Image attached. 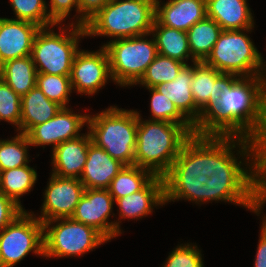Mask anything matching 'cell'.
I'll return each mask as SVG.
<instances>
[{
	"label": "cell",
	"instance_id": "f35d334b",
	"mask_svg": "<svg viewBox=\"0 0 266 267\" xmlns=\"http://www.w3.org/2000/svg\"><path fill=\"white\" fill-rule=\"evenodd\" d=\"M253 267H266V222L262 219Z\"/></svg>",
	"mask_w": 266,
	"mask_h": 267
},
{
	"label": "cell",
	"instance_id": "484cf974",
	"mask_svg": "<svg viewBox=\"0 0 266 267\" xmlns=\"http://www.w3.org/2000/svg\"><path fill=\"white\" fill-rule=\"evenodd\" d=\"M36 67L31 55L4 63L2 80L20 97L36 86Z\"/></svg>",
	"mask_w": 266,
	"mask_h": 267
},
{
	"label": "cell",
	"instance_id": "44dd1931",
	"mask_svg": "<svg viewBox=\"0 0 266 267\" xmlns=\"http://www.w3.org/2000/svg\"><path fill=\"white\" fill-rule=\"evenodd\" d=\"M193 63L185 65L172 82L153 87L167 96L177 109L198 129L201 126V111L197 108L192 91Z\"/></svg>",
	"mask_w": 266,
	"mask_h": 267
},
{
	"label": "cell",
	"instance_id": "ffe728a7",
	"mask_svg": "<svg viewBox=\"0 0 266 267\" xmlns=\"http://www.w3.org/2000/svg\"><path fill=\"white\" fill-rule=\"evenodd\" d=\"M125 165L104 149L90 143L87 161L79 178L85 189H108L112 179Z\"/></svg>",
	"mask_w": 266,
	"mask_h": 267
},
{
	"label": "cell",
	"instance_id": "83f0119b",
	"mask_svg": "<svg viewBox=\"0 0 266 267\" xmlns=\"http://www.w3.org/2000/svg\"><path fill=\"white\" fill-rule=\"evenodd\" d=\"M155 175L148 169L136 165L124 166L112 179L108 191L116 201L119 198L142 190Z\"/></svg>",
	"mask_w": 266,
	"mask_h": 267
},
{
	"label": "cell",
	"instance_id": "d4e9b609",
	"mask_svg": "<svg viewBox=\"0 0 266 267\" xmlns=\"http://www.w3.org/2000/svg\"><path fill=\"white\" fill-rule=\"evenodd\" d=\"M222 31L219 24L207 16L188 29L189 49L196 62L207 59Z\"/></svg>",
	"mask_w": 266,
	"mask_h": 267
},
{
	"label": "cell",
	"instance_id": "52a82bcc",
	"mask_svg": "<svg viewBox=\"0 0 266 267\" xmlns=\"http://www.w3.org/2000/svg\"><path fill=\"white\" fill-rule=\"evenodd\" d=\"M252 30H223L204 62L221 73L238 77L266 76V61L248 36Z\"/></svg>",
	"mask_w": 266,
	"mask_h": 267
},
{
	"label": "cell",
	"instance_id": "3957f363",
	"mask_svg": "<svg viewBox=\"0 0 266 267\" xmlns=\"http://www.w3.org/2000/svg\"><path fill=\"white\" fill-rule=\"evenodd\" d=\"M134 165L163 177L192 134L180 124L143 119L139 111Z\"/></svg>",
	"mask_w": 266,
	"mask_h": 267
},
{
	"label": "cell",
	"instance_id": "7402d4cb",
	"mask_svg": "<svg viewBox=\"0 0 266 267\" xmlns=\"http://www.w3.org/2000/svg\"><path fill=\"white\" fill-rule=\"evenodd\" d=\"M207 17L215 20L222 30L254 28V14L247 0H206Z\"/></svg>",
	"mask_w": 266,
	"mask_h": 267
},
{
	"label": "cell",
	"instance_id": "d6986e66",
	"mask_svg": "<svg viewBox=\"0 0 266 267\" xmlns=\"http://www.w3.org/2000/svg\"><path fill=\"white\" fill-rule=\"evenodd\" d=\"M92 142L87 130L81 136L62 142L51 150L53 175L68 178H80L87 161L89 144Z\"/></svg>",
	"mask_w": 266,
	"mask_h": 267
},
{
	"label": "cell",
	"instance_id": "1f68e13d",
	"mask_svg": "<svg viewBox=\"0 0 266 267\" xmlns=\"http://www.w3.org/2000/svg\"><path fill=\"white\" fill-rule=\"evenodd\" d=\"M36 87H38L45 96L62 108L69 107L72 86L70 76L52 75L47 73H38Z\"/></svg>",
	"mask_w": 266,
	"mask_h": 267
},
{
	"label": "cell",
	"instance_id": "ab89813d",
	"mask_svg": "<svg viewBox=\"0 0 266 267\" xmlns=\"http://www.w3.org/2000/svg\"><path fill=\"white\" fill-rule=\"evenodd\" d=\"M266 205V186L262 189L259 195L258 199V206H257V216H260L262 212L263 207Z\"/></svg>",
	"mask_w": 266,
	"mask_h": 267
},
{
	"label": "cell",
	"instance_id": "f546056e",
	"mask_svg": "<svg viewBox=\"0 0 266 267\" xmlns=\"http://www.w3.org/2000/svg\"><path fill=\"white\" fill-rule=\"evenodd\" d=\"M11 139L0 138V172L28 165L31 144L26 134L18 133Z\"/></svg>",
	"mask_w": 266,
	"mask_h": 267
},
{
	"label": "cell",
	"instance_id": "30bf717a",
	"mask_svg": "<svg viewBox=\"0 0 266 267\" xmlns=\"http://www.w3.org/2000/svg\"><path fill=\"white\" fill-rule=\"evenodd\" d=\"M30 253L44 256L43 223L24 210L0 231V265L13 267Z\"/></svg>",
	"mask_w": 266,
	"mask_h": 267
},
{
	"label": "cell",
	"instance_id": "603a6c76",
	"mask_svg": "<svg viewBox=\"0 0 266 267\" xmlns=\"http://www.w3.org/2000/svg\"><path fill=\"white\" fill-rule=\"evenodd\" d=\"M61 108L35 86L21 97L20 133L27 134L34 126L50 120Z\"/></svg>",
	"mask_w": 266,
	"mask_h": 267
},
{
	"label": "cell",
	"instance_id": "74e56055",
	"mask_svg": "<svg viewBox=\"0 0 266 267\" xmlns=\"http://www.w3.org/2000/svg\"><path fill=\"white\" fill-rule=\"evenodd\" d=\"M109 1L110 0H79V26L85 27Z\"/></svg>",
	"mask_w": 266,
	"mask_h": 267
},
{
	"label": "cell",
	"instance_id": "2e32d148",
	"mask_svg": "<svg viewBox=\"0 0 266 267\" xmlns=\"http://www.w3.org/2000/svg\"><path fill=\"white\" fill-rule=\"evenodd\" d=\"M119 214L116 221V237L123 234L121 222L125 219L142 220L152 214L154 208L165 206L164 179L155 176L142 190L119 198L115 201ZM122 220V221H121Z\"/></svg>",
	"mask_w": 266,
	"mask_h": 267
},
{
	"label": "cell",
	"instance_id": "4dcf8cb0",
	"mask_svg": "<svg viewBox=\"0 0 266 267\" xmlns=\"http://www.w3.org/2000/svg\"><path fill=\"white\" fill-rule=\"evenodd\" d=\"M185 65V63L158 54L136 86L153 88L158 84L172 82Z\"/></svg>",
	"mask_w": 266,
	"mask_h": 267
},
{
	"label": "cell",
	"instance_id": "ac0fdd59",
	"mask_svg": "<svg viewBox=\"0 0 266 267\" xmlns=\"http://www.w3.org/2000/svg\"><path fill=\"white\" fill-rule=\"evenodd\" d=\"M206 16V0H155V19L164 26L187 32Z\"/></svg>",
	"mask_w": 266,
	"mask_h": 267
},
{
	"label": "cell",
	"instance_id": "d6a6232c",
	"mask_svg": "<svg viewBox=\"0 0 266 267\" xmlns=\"http://www.w3.org/2000/svg\"><path fill=\"white\" fill-rule=\"evenodd\" d=\"M14 20L36 24L40 28L54 25L50 20L46 0H9Z\"/></svg>",
	"mask_w": 266,
	"mask_h": 267
},
{
	"label": "cell",
	"instance_id": "ba28073f",
	"mask_svg": "<svg viewBox=\"0 0 266 267\" xmlns=\"http://www.w3.org/2000/svg\"><path fill=\"white\" fill-rule=\"evenodd\" d=\"M151 33L107 41L106 49L113 83L119 87L135 86L158 55ZM149 37V38H148ZM151 38V39H150Z\"/></svg>",
	"mask_w": 266,
	"mask_h": 267
},
{
	"label": "cell",
	"instance_id": "4fadbf2b",
	"mask_svg": "<svg viewBox=\"0 0 266 267\" xmlns=\"http://www.w3.org/2000/svg\"><path fill=\"white\" fill-rule=\"evenodd\" d=\"M72 108H61L45 123L34 126L26 135L31 146H52V150L62 142L81 136L83 127H87L88 114L76 112Z\"/></svg>",
	"mask_w": 266,
	"mask_h": 267
},
{
	"label": "cell",
	"instance_id": "7bdbcfd3",
	"mask_svg": "<svg viewBox=\"0 0 266 267\" xmlns=\"http://www.w3.org/2000/svg\"><path fill=\"white\" fill-rule=\"evenodd\" d=\"M260 218L263 219L266 222V214L265 215L263 214Z\"/></svg>",
	"mask_w": 266,
	"mask_h": 267
},
{
	"label": "cell",
	"instance_id": "d590c367",
	"mask_svg": "<svg viewBox=\"0 0 266 267\" xmlns=\"http://www.w3.org/2000/svg\"><path fill=\"white\" fill-rule=\"evenodd\" d=\"M47 8L49 18L54 24H64L74 9L77 15L75 14L73 18L76 21L72 20L71 24L79 26V0H50L47 3Z\"/></svg>",
	"mask_w": 266,
	"mask_h": 267
},
{
	"label": "cell",
	"instance_id": "5b68a950",
	"mask_svg": "<svg viewBox=\"0 0 266 267\" xmlns=\"http://www.w3.org/2000/svg\"><path fill=\"white\" fill-rule=\"evenodd\" d=\"M154 21L155 0H110L85 28L88 38L111 41L150 33Z\"/></svg>",
	"mask_w": 266,
	"mask_h": 267
},
{
	"label": "cell",
	"instance_id": "277c9868",
	"mask_svg": "<svg viewBox=\"0 0 266 267\" xmlns=\"http://www.w3.org/2000/svg\"><path fill=\"white\" fill-rule=\"evenodd\" d=\"M138 128L137 109L108 106L96 114H88L87 128L92 143L104 149L125 166L134 165Z\"/></svg>",
	"mask_w": 266,
	"mask_h": 267
},
{
	"label": "cell",
	"instance_id": "7a4b0ae2",
	"mask_svg": "<svg viewBox=\"0 0 266 267\" xmlns=\"http://www.w3.org/2000/svg\"><path fill=\"white\" fill-rule=\"evenodd\" d=\"M201 135L266 142V76L239 77L197 129Z\"/></svg>",
	"mask_w": 266,
	"mask_h": 267
},
{
	"label": "cell",
	"instance_id": "b9f144b4",
	"mask_svg": "<svg viewBox=\"0 0 266 267\" xmlns=\"http://www.w3.org/2000/svg\"><path fill=\"white\" fill-rule=\"evenodd\" d=\"M3 67H4V62L2 61V59L0 58V81L3 78Z\"/></svg>",
	"mask_w": 266,
	"mask_h": 267
},
{
	"label": "cell",
	"instance_id": "8992f818",
	"mask_svg": "<svg viewBox=\"0 0 266 267\" xmlns=\"http://www.w3.org/2000/svg\"><path fill=\"white\" fill-rule=\"evenodd\" d=\"M55 26L59 28L56 31ZM55 29V30H54ZM56 31V32H55ZM87 38L86 28L71 24L43 27L35 35L31 57L38 73L70 76L79 42Z\"/></svg>",
	"mask_w": 266,
	"mask_h": 267
},
{
	"label": "cell",
	"instance_id": "4316f807",
	"mask_svg": "<svg viewBox=\"0 0 266 267\" xmlns=\"http://www.w3.org/2000/svg\"><path fill=\"white\" fill-rule=\"evenodd\" d=\"M37 180V170L29 164L4 170L0 172V191L25 210L20 198L33 191Z\"/></svg>",
	"mask_w": 266,
	"mask_h": 267
},
{
	"label": "cell",
	"instance_id": "5bb4252c",
	"mask_svg": "<svg viewBox=\"0 0 266 267\" xmlns=\"http://www.w3.org/2000/svg\"><path fill=\"white\" fill-rule=\"evenodd\" d=\"M115 200L108 189H85L71 218L97 230L108 242L116 239ZM110 217V218H109Z\"/></svg>",
	"mask_w": 266,
	"mask_h": 267
},
{
	"label": "cell",
	"instance_id": "60d3db41",
	"mask_svg": "<svg viewBox=\"0 0 266 267\" xmlns=\"http://www.w3.org/2000/svg\"><path fill=\"white\" fill-rule=\"evenodd\" d=\"M264 181L266 184V142L263 144Z\"/></svg>",
	"mask_w": 266,
	"mask_h": 267
},
{
	"label": "cell",
	"instance_id": "cb8c5ba5",
	"mask_svg": "<svg viewBox=\"0 0 266 267\" xmlns=\"http://www.w3.org/2000/svg\"><path fill=\"white\" fill-rule=\"evenodd\" d=\"M158 54L188 64L196 62L189 49L187 32L161 25L156 19L151 29Z\"/></svg>",
	"mask_w": 266,
	"mask_h": 267
},
{
	"label": "cell",
	"instance_id": "9a60e30c",
	"mask_svg": "<svg viewBox=\"0 0 266 267\" xmlns=\"http://www.w3.org/2000/svg\"><path fill=\"white\" fill-rule=\"evenodd\" d=\"M238 78L234 74L221 73L205 62L193 63L191 91L195 104L201 111V124L216 107L223 92Z\"/></svg>",
	"mask_w": 266,
	"mask_h": 267
},
{
	"label": "cell",
	"instance_id": "8d00e7d4",
	"mask_svg": "<svg viewBox=\"0 0 266 267\" xmlns=\"http://www.w3.org/2000/svg\"><path fill=\"white\" fill-rule=\"evenodd\" d=\"M24 209L0 191V231L9 225Z\"/></svg>",
	"mask_w": 266,
	"mask_h": 267
},
{
	"label": "cell",
	"instance_id": "e0dca14e",
	"mask_svg": "<svg viewBox=\"0 0 266 267\" xmlns=\"http://www.w3.org/2000/svg\"><path fill=\"white\" fill-rule=\"evenodd\" d=\"M39 26L27 21L0 17V58L5 63L31 55Z\"/></svg>",
	"mask_w": 266,
	"mask_h": 267
},
{
	"label": "cell",
	"instance_id": "9c48e42d",
	"mask_svg": "<svg viewBox=\"0 0 266 267\" xmlns=\"http://www.w3.org/2000/svg\"><path fill=\"white\" fill-rule=\"evenodd\" d=\"M43 258H69L87 254L108 242L97 230L71 217L43 223Z\"/></svg>",
	"mask_w": 266,
	"mask_h": 267
},
{
	"label": "cell",
	"instance_id": "6da1fadb",
	"mask_svg": "<svg viewBox=\"0 0 266 267\" xmlns=\"http://www.w3.org/2000/svg\"><path fill=\"white\" fill-rule=\"evenodd\" d=\"M163 179L165 204L187 200L201 206L223 201L256 214L266 186L263 145L238 136L196 133Z\"/></svg>",
	"mask_w": 266,
	"mask_h": 267
},
{
	"label": "cell",
	"instance_id": "7c38bea8",
	"mask_svg": "<svg viewBox=\"0 0 266 267\" xmlns=\"http://www.w3.org/2000/svg\"><path fill=\"white\" fill-rule=\"evenodd\" d=\"M43 192L40 215L35 216L42 222L56 218L71 217L84 194L85 187L78 178L59 177L51 174Z\"/></svg>",
	"mask_w": 266,
	"mask_h": 267
},
{
	"label": "cell",
	"instance_id": "e575fe53",
	"mask_svg": "<svg viewBox=\"0 0 266 267\" xmlns=\"http://www.w3.org/2000/svg\"><path fill=\"white\" fill-rule=\"evenodd\" d=\"M201 252L195 243L177 244L161 267H205Z\"/></svg>",
	"mask_w": 266,
	"mask_h": 267
},
{
	"label": "cell",
	"instance_id": "8fae6325",
	"mask_svg": "<svg viewBox=\"0 0 266 267\" xmlns=\"http://www.w3.org/2000/svg\"><path fill=\"white\" fill-rule=\"evenodd\" d=\"M70 80L74 93L88 97L113 81L106 49L103 46L96 51L80 49L73 60Z\"/></svg>",
	"mask_w": 266,
	"mask_h": 267
},
{
	"label": "cell",
	"instance_id": "836d02e7",
	"mask_svg": "<svg viewBox=\"0 0 266 267\" xmlns=\"http://www.w3.org/2000/svg\"><path fill=\"white\" fill-rule=\"evenodd\" d=\"M14 125L20 133L21 97L16 94L3 80L0 81V122Z\"/></svg>",
	"mask_w": 266,
	"mask_h": 267
},
{
	"label": "cell",
	"instance_id": "f1b7e54d",
	"mask_svg": "<svg viewBox=\"0 0 266 267\" xmlns=\"http://www.w3.org/2000/svg\"><path fill=\"white\" fill-rule=\"evenodd\" d=\"M150 92V121H165L184 126L192 135L197 128L177 109L173 101L154 88H146ZM152 116V117H151Z\"/></svg>",
	"mask_w": 266,
	"mask_h": 267
}]
</instances>
